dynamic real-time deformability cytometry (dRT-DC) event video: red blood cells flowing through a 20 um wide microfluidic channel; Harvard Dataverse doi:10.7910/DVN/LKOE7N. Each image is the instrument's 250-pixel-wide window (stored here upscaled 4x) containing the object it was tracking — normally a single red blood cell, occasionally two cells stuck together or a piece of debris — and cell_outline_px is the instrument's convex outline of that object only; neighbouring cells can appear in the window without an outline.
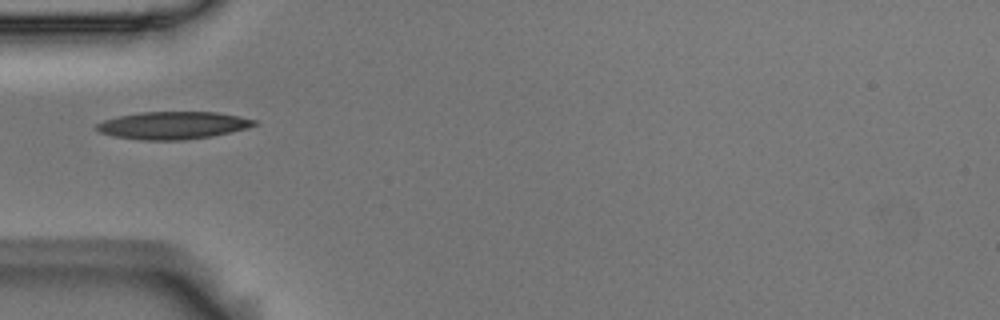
{"species": "Egyptian fruit bat (a non-hibernating species)", "species_latin": "Rousettus aegyptiacus", "temperature_condition": "room temperature", "stored_images_in_passage": 1, "camera_frame_rate_fps": 3000, "um_per_image_px": 0.085, "animal": {"sex": "male"}, "frame": {"image": 1, "passage_image": 1, "time_ms": 0.0, "image_size_px": [1000, 320], "cell_outline_px": [[256, 124], [248, 128], [212, 136], [184, 140], [136, 140], [112, 136], [100, 132], [96, 128], [96, 124], [104, 120], [120, 116], [140, 112], [216, 112], [240, 116], [256, 120]], "centroid_in_image_um": [14.7, 10.66], "position_along_channel_um": 70.3, "area_um2": 25.32}}